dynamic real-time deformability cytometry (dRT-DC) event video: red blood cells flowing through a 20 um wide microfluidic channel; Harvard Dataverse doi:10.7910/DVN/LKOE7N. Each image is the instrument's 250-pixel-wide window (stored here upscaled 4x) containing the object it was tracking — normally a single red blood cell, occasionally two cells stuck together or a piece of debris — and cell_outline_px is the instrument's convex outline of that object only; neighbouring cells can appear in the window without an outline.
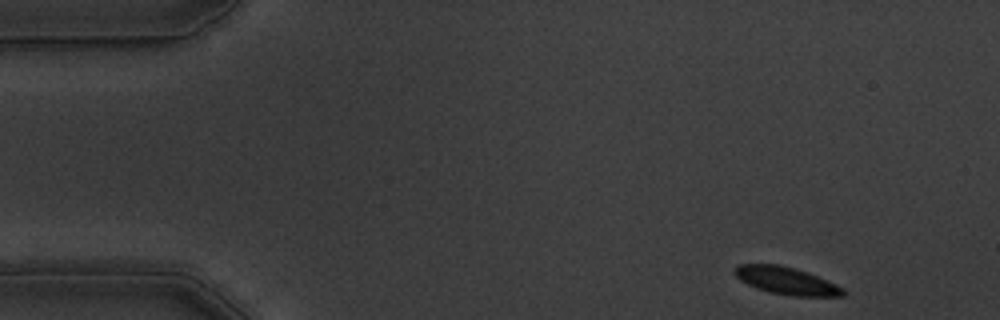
{"species": "common noctule bat (a hibernating species)", "species_latin": "Nyctalus noctula", "temperature_condition": "warm", "stored_images_in_passage": 52, "camera_frame_rate_fps": 3000, "um_per_image_px": 0.085, "animal": {"sex": "male", "body_mass_g": 19.5, "forearm_length_mm": 54.6}, "frame": {"image": 1, "passage_image": 1, "time_ms": 0.0, "image_size_px": [1000, 320], "cell_outline_px": [[844, 296], [792, 296], [768, 292], [756, 288], [740, 280], [732, 272], [732, 268], [736, 264], [780, 264], [796, 268], [808, 272], [836, 284], [844, 288]], "centroid_in_image_um": [66.8, 23.85], "position_along_channel_um": 18.2, "area_um2": 17.57}}
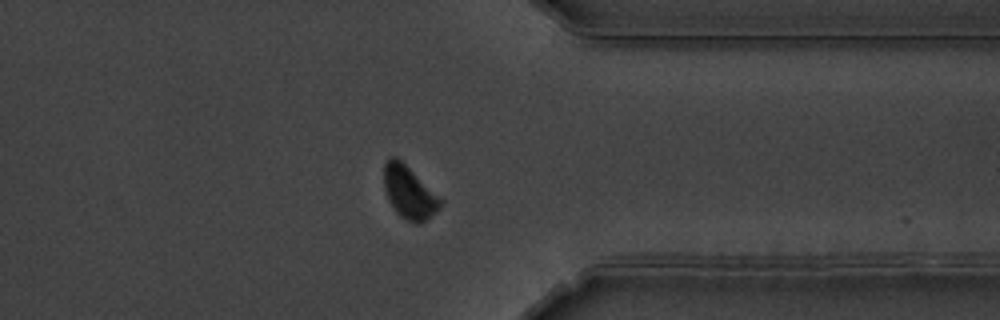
{"frame": {"image": 2, "passage_image": 40, "time_ms": 13.0, "image_size_px": [1000, 320], "cell_outline_px": [[444, 200], [440, 208], [436, 212], [420, 224], [416, 224], [404, 220], [396, 212], [388, 200], [384, 188], [384, 164], [388, 156], [396, 156]], "centroid_in_image_um": [34.78, 16.36], "position_along_channel_um": 376.6, "area_um2": 17.51}}
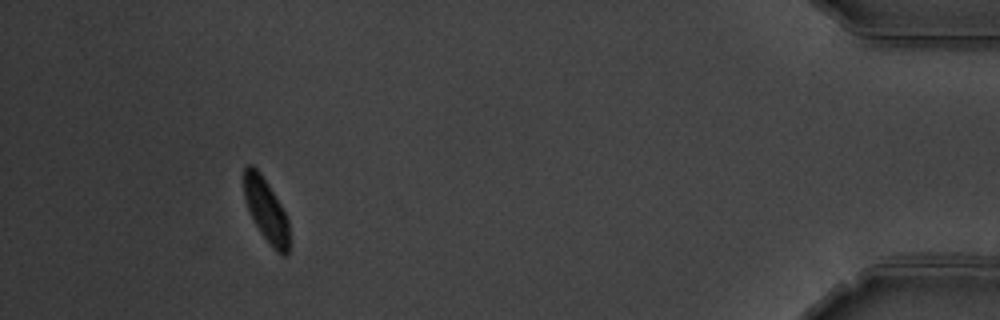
{"frame": {"image": 3, "passage_image": 48, "time_ms": 15.667, "image_size_px": [1000, 320], "cell_outline_px": [[288, 252], [284, 256], [276, 252], [272, 248], [260, 232], [244, 200], [244, 168], [248, 164], [252, 164], [260, 172], [268, 184], [280, 204], [288, 220]], "centroid_in_image_um": [22.6, 17.86], "position_along_channel_um": 412.6, "area_um2": 16.42}, "authors_computed_cell_mechanics": {"area_um2": 17.9469, "velocity_mm_per_s": 3.5135, "shape_relaxation_time_tau1_ms": 9.2446, "shape_relaxation_time_tau2_ms": null, "deformation_change_tau1": 0.2405, "deformation_change_tau2": null}}